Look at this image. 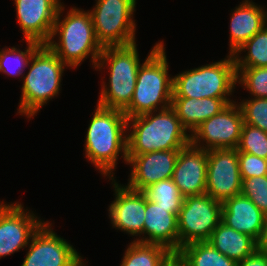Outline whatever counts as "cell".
<instances>
[{"instance_id": "6da1fadb", "label": "cell", "mask_w": 267, "mask_h": 266, "mask_svg": "<svg viewBox=\"0 0 267 266\" xmlns=\"http://www.w3.org/2000/svg\"><path fill=\"white\" fill-rule=\"evenodd\" d=\"M92 115L85 137V157L103 177L116 178L113 171L119 157L127 164L128 118L121 110L99 105Z\"/></svg>"}, {"instance_id": "7a4b0ae2", "label": "cell", "mask_w": 267, "mask_h": 266, "mask_svg": "<svg viewBox=\"0 0 267 266\" xmlns=\"http://www.w3.org/2000/svg\"><path fill=\"white\" fill-rule=\"evenodd\" d=\"M64 9L62 3L56 15L51 38L46 45L68 68H77L89 56L95 68L103 47L97 40L89 11L72 7L63 17Z\"/></svg>"}, {"instance_id": "3957f363", "label": "cell", "mask_w": 267, "mask_h": 266, "mask_svg": "<svg viewBox=\"0 0 267 266\" xmlns=\"http://www.w3.org/2000/svg\"><path fill=\"white\" fill-rule=\"evenodd\" d=\"M188 133L171 107L128 118L127 157L182 149L190 144Z\"/></svg>"}, {"instance_id": "277c9868", "label": "cell", "mask_w": 267, "mask_h": 266, "mask_svg": "<svg viewBox=\"0 0 267 266\" xmlns=\"http://www.w3.org/2000/svg\"><path fill=\"white\" fill-rule=\"evenodd\" d=\"M164 44L155 43L140 65L133 98L123 111L127 118L171 107L173 76L169 74Z\"/></svg>"}, {"instance_id": "5b68a950", "label": "cell", "mask_w": 267, "mask_h": 266, "mask_svg": "<svg viewBox=\"0 0 267 266\" xmlns=\"http://www.w3.org/2000/svg\"><path fill=\"white\" fill-rule=\"evenodd\" d=\"M27 66L17 113L31 120L52 98L58 97L62 76L68 67L46 44L33 52Z\"/></svg>"}, {"instance_id": "8992f818", "label": "cell", "mask_w": 267, "mask_h": 266, "mask_svg": "<svg viewBox=\"0 0 267 266\" xmlns=\"http://www.w3.org/2000/svg\"><path fill=\"white\" fill-rule=\"evenodd\" d=\"M136 43L128 46L104 47L95 70L108 69L109 79L101 84L96 105L124 111L130 104L141 65ZM99 69V70H98Z\"/></svg>"}, {"instance_id": "52a82bcc", "label": "cell", "mask_w": 267, "mask_h": 266, "mask_svg": "<svg viewBox=\"0 0 267 266\" xmlns=\"http://www.w3.org/2000/svg\"><path fill=\"white\" fill-rule=\"evenodd\" d=\"M237 84L233 55L173 76V97L229 98Z\"/></svg>"}, {"instance_id": "ba28073f", "label": "cell", "mask_w": 267, "mask_h": 266, "mask_svg": "<svg viewBox=\"0 0 267 266\" xmlns=\"http://www.w3.org/2000/svg\"><path fill=\"white\" fill-rule=\"evenodd\" d=\"M88 10L100 45L128 46L136 43L134 12L137 0H95Z\"/></svg>"}, {"instance_id": "9c48e42d", "label": "cell", "mask_w": 267, "mask_h": 266, "mask_svg": "<svg viewBox=\"0 0 267 266\" xmlns=\"http://www.w3.org/2000/svg\"><path fill=\"white\" fill-rule=\"evenodd\" d=\"M221 217L222 202L208 194L185 197L177 215L179 250L190 243L208 241Z\"/></svg>"}, {"instance_id": "30bf717a", "label": "cell", "mask_w": 267, "mask_h": 266, "mask_svg": "<svg viewBox=\"0 0 267 266\" xmlns=\"http://www.w3.org/2000/svg\"><path fill=\"white\" fill-rule=\"evenodd\" d=\"M45 221L32 235L21 266H86L79 252Z\"/></svg>"}, {"instance_id": "8fae6325", "label": "cell", "mask_w": 267, "mask_h": 266, "mask_svg": "<svg viewBox=\"0 0 267 266\" xmlns=\"http://www.w3.org/2000/svg\"><path fill=\"white\" fill-rule=\"evenodd\" d=\"M243 124L241 109L235 101L219 114L202 122L190 135V143L207 151L237 148Z\"/></svg>"}, {"instance_id": "7c38bea8", "label": "cell", "mask_w": 267, "mask_h": 266, "mask_svg": "<svg viewBox=\"0 0 267 266\" xmlns=\"http://www.w3.org/2000/svg\"><path fill=\"white\" fill-rule=\"evenodd\" d=\"M44 222L21 202H0V259L25 249Z\"/></svg>"}, {"instance_id": "4fadbf2b", "label": "cell", "mask_w": 267, "mask_h": 266, "mask_svg": "<svg viewBox=\"0 0 267 266\" xmlns=\"http://www.w3.org/2000/svg\"><path fill=\"white\" fill-rule=\"evenodd\" d=\"M207 161L206 194L220 202L241 194L237 148L208 150Z\"/></svg>"}, {"instance_id": "5bb4252c", "label": "cell", "mask_w": 267, "mask_h": 266, "mask_svg": "<svg viewBox=\"0 0 267 266\" xmlns=\"http://www.w3.org/2000/svg\"><path fill=\"white\" fill-rule=\"evenodd\" d=\"M114 188V201L108 206L112 228L136 236L134 241L143 242L145 219V193L130 189L110 178ZM142 235V237H141ZM138 236V237H137Z\"/></svg>"}, {"instance_id": "9a60e30c", "label": "cell", "mask_w": 267, "mask_h": 266, "mask_svg": "<svg viewBox=\"0 0 267 266\" xmlns=\"http://www.w3.org/2000/svg\"><path fill=\"white\" fill-rule=\"evenodd\" d=\"M17 23L24 41L47 44L51 38L61 0H14Z\"/></svg>"}, {"instance_id": "2e32d148", "label": "cell", "mask_w": 267, "mask_h": 266, "mask_svg": "<svg viewBox=\"0 0 267 266\" xmlns=\"http://www.w3.org/2000/svg\"><path fill=\"white\" fill-rule=\"evenodd\" d=\"M180 149L153 151L127 157L131 166L127 187L143 191L153 183L172 178Z\"/></svg>"}, {"instance_id": "e0dca14e", "label": "cell", "mask_w": 267, "mask_h": 266, "mask_svg": "<svg viewBox=\"0 0 267 266\" xmlns=\"http://www.w3.org/2000/svg\"><path fill=\"white\" fill-rule=\"evenodd\" d=\"M207 165V150L191 143L180 149L172 180L184 198L205 193Z\"/></svg>"}, {"instance_id": "ac0fdd59", "label": "cell", "mask_w": 267, "mask_h": 266, "mask_svg": "<svg viewBox=\"0 0 267 266\" xmlns=\"http://www.w3.org/2000/svg\"><path fill=\"white\" fill-rule=\"evenodd\" d=\"M143 243L159 244L170 251H179L177 214L172 208L158 206L146 195Z\"/></svg>"}, {"instance_id": "d6986e66", "label": "cell", "mask_w": 267, "mask_h": 266, "mask_svg": "<svg viewBox=\"0 0 267 266\" xmlns=\"http://www.w3.org/2000/svg\"><path fill=\"white\" fill-rule=\"evenodd\" d=\"M221 221L258 243L264 231L265 214L251 199L239 194L222 202Z\"/></svg>"}, {"instance_id": "ffe728a7", "label": "cell", "mask_w": 267, "mask_h": 266, "mask_svg": "<svg viewBox=\"0 0 267 266\" xmlns=\"http://www.w3.org/2000/svg\"><path fill=\"white\" fill-rule=\"evenodd\" d=\"M233 10L228 44L231 55L267 24V10L252 0H243Z\"/></svg>"}, {"instance_id": "44dd1931", "label": "cell", "mask_w": 267, "mask_h": 266, "mask_svg": "<svg viewBox=\"0 0 267 266\" xmlns=\"http://www.w3.org/2000/svg\"><path fill=\"white\" fill-rule=\"evenodd\" d=\"M231 98H186L172 97L171 108L175 111L183 127L190 133L204 121L219 114L229 104Z\"/></svg>"}, {"instance_id": "7402d4cb", "label": "cell", "mask_w": 267, "mask_h": 266, "mask_svg": "<svg viewBox=\"0 0 267 266\" xmlns=\"http://www.w3.org/2000/svg\"><path fill=\"white\" fill-rule=\"evenodd\" d=\"M208 242L236 263L250 256L258 248V243L251 236L236 231L222 221L213 230Z\"/></svg>"}, {"instance_id": "603a6c76", "label": "cell", "mask_w": 267, "mask_h": 266, "mask_svg": "<svg viewBox=\"0 0 267 266\" xmlns=\"http://www.w3.org/2000/svg\"><path fill=\"white\" fill-rule=\"evenodd\" d=\"M171 251L159 244L131 241L120 266H159Z\"/></svg>"}, {"instance_id": "cb8c5ba5", "label": "cell", "mask_w": 267, "mask_h": 266, "mask_svg": "<svg viewBox=\"0 0 267 266\" xmlns=\"http://www.w3.org/2000/svg\"><path fill=\"white\" fill-rule=\"evenodd\" d=\"M187 266H236V262L216 250L208 241L194 242L180 248Z\"/></svg>"}, {"instance_id": "d4e9b609", "label": "cell", "mask_w": 267, "mask_h": 266, "mask_svg": "<svg viewBox=\"0 0 267 266\" xmlns=\"http://www.w3.org/2000/svg\"><path fill=\"white\" fill-rule=\"evenodd\" d=\"M233 58L236 67H267V24L238 48Z\"/></svg>"}, {"instance_id": "484cf974", "label": "cell", "mask_w": 267, "mask_h": 266, "mask_svg": "<svg viewBox=\"0 0 267 266\" xmlns=\"http://www.w3.org/2000/svg\"><path fill=\"white\" fill-rule=\"evenodd\" d=\"M26 48L15 46L0 48V72L7 76L22 77L33 52L41 45L35 41H26Z\"/></svg>"}, {"instance_id": "4316f807", "label": "cell", "mask_w": 267, "mask_h": 266, "mask_svg": "<svg viewBox=\"0 0 267 266\" xmlns=\"http://www.w3.org/2000/svg\"><path fill=\"white\" fill-rule=\"evenodd\" d=\"M147 199L155 202L158 206L172 208L175 214H179L184 197L172 178L160 180L143 190Z\"/></svg>"}, {"instance_id": "83f0119b", "label": "cell", "mask_w": 267, "mask_h": 266, "mask_svg": "<svg viewBox=\"0 0 267 266\" xmlns=\"http://www.w3.org/2000/svg\"><path fill=\"white\" fill-rule=\"evenodd\" d=\"M237 85L249 91L252 98H267V67H236Z\"/></svg>"}, {"instance_id": "f1b7e54d", "label": "cell", "mask_w": 267, "mask_h": 266, "mask_svg": "<svg viewBox=\"0 0 267 266\" xmlns=\"http://www.w3.org/2000/svg\"><path fill=\"white\" fill-rule=\"evenodd\" d=\"M237 150L267 159V132L244 123Z\"/></svg>"}, {"instance_id": "f546056e", "label": "cell", "mask_w": 267, "mask_h": 266, "mask_svg": "<svg viewBox=\"0 0 267 266\" xmlns=\"http://www.w3.org/2000/svg\"><path fill=\"white\" fill-rule=\"evenodd\" d=\"M248 99L236 101L241 109L244 123L267 132V98Z\"/></svg>"}, {"instance_id": "4dcf8cb0", "label": "cell", "mask_w": 267, "mask_h": 266, "mask_svg": "<svg viewBox=\"0 0 267 266\" xmlns=\"http://www.w3.org/2000/svg\"><path fill=\"white\" fill-rule=\"evenodd\" d=\"M241 194L267 215V175L242 179Z\"/></svg>"}, {"instance_id": "1f68e13d", "label": "cell", "mask_w": 267, "mask_h": 266, "mask_svg": "<svg viewBox=\"0 0 267 266\" xmlns=\"http://www.w3.org/2000/svg\"><path fill=\"white\" fill-rule=\"evenodd\" d=\"M238 163L242 179L267 175V159L238 152Z\"/></svg>"}, {"instance_id": "d6a6232c", "label": "cell", "mask_w": 267, "mask_h": 266, "mask_svg": "<svg viewBox=\"0 0 267 266\" xmlns=\"http://www.w3.org/2000/svg\"><path fill=\"white\" fill-rule=\"evenodd\" d=\"M236 266H267V251L257 248L250 256L237 262Z\"/></svg>"}, {"instance_id": "836d02e7", "label": "cell", "mask_w": 267, "mask_h": 266, "mask_svg": "<svg viewBox=\"0 0 267 266\" xmlns=\"http://www.w3.org/2000/svg\"><path fill=\"white\" fill-rule=\"evenodd\" d=\"M159 266H187V263L179 251H171Z\"/></svg>"}, {"instance_id": "e575fe53", "label": "cell", "mask_w": 267, "mask_h": 266, "mask_svg": "<svg viewBox=\"0 0 267 266\" xmlns=\"http://www.w3.org/2000/svg\"><path fill=\"white\" fill-rule=\"evenodd\" d=\"M258 248L267 251V215H265L264 231L261 240L258 242Z\"/></svg>"}]
</instances>
